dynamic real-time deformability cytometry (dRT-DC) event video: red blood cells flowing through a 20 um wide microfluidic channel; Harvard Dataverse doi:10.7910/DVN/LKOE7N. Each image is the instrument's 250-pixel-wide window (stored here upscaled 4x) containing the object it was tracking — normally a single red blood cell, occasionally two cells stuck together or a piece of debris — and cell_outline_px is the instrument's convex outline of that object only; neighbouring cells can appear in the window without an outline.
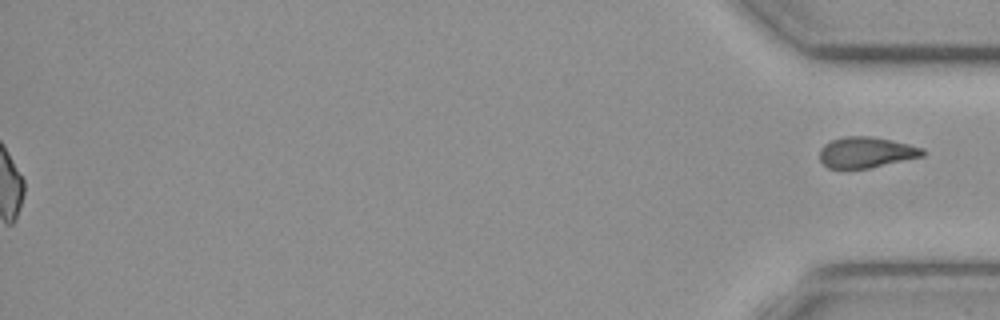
{"species": "common noctule bat (a hibernating species)", "species_latin": "Nyctalus noctula", "temperature_condition": "cold", "stored_images_in_passage": 57, "segment_of_instrument_passage": [2, 2], "camera_frame_rate_fps": 3000, "um_per_image_px": 0.085, "animal": {"sex": "female", "body_mass_g": 19.3, "forearm_length_mm": 54.1}, "frame": {"image": 1, "passage_image": 57, "time_ms": 18.667, "image_size_px": [1000, 320], "cell_outline_px": [[924, 156], [868, 168], [844, 172], [828, 168], [820, 160], [820, 148], [824, 144], [832, 140], [844, 136], [868, 136], [908, 144], [924, 148]], "centroid_in_image_um": [73.55, 12.99], "position_along_channel_um": 361.6, "area_um2": 18.84}}